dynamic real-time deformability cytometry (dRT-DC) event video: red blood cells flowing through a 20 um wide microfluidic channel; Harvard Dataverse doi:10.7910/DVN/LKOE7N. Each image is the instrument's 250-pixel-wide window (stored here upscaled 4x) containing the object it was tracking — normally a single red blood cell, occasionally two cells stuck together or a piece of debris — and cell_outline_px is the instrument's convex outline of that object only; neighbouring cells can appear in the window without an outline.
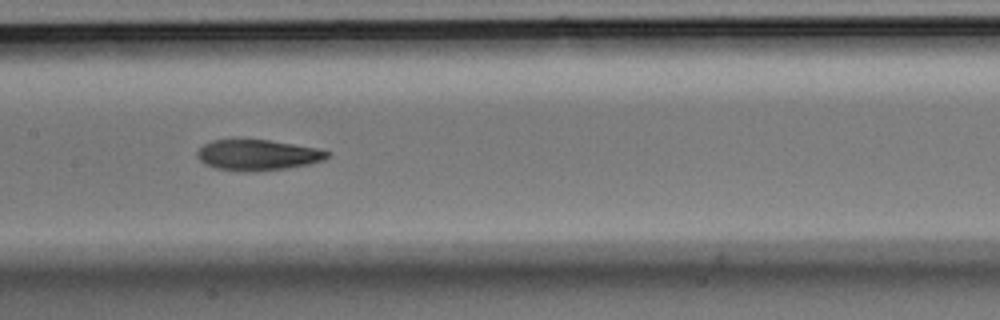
{"species": "Egyptian fruit bat (a non-hibernating species)", "species_latin": "Rousettus aegyptiacus", "temperature_condition": "room temperature", "stored_images_in_passage": 17, "camera_frame_rate_fps": 3000, "um_per_image_px": 0.085, "animal": {"sex": "male"}, "frame": {"image": 1, "passage_image": 8, "time_ms": 2.333, "image_size_px": [1000, 320], "cell_outline_px": [[328, 156], [324, 160], [308, 164], [288, 168], [252, 172], [244, 172], [216, 168], [204, 164], [196, 156], [196, 152], [204, 144], [212, 140], [268, 140], [316, 148], [328, 152]], "centroid_in_image_um": [21.86, 13.19], "position_along_channel_um": 185.5, "area_um2": 23.12}}
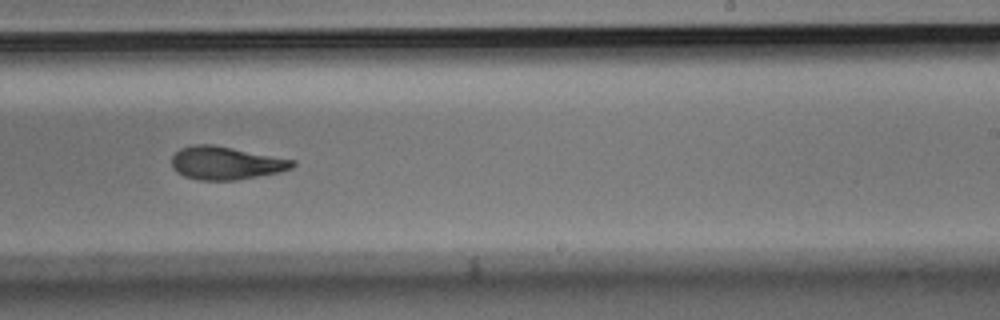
{"frame": {"image": 2, "passage_image": 10, "time_ms": 3.0, "image_size_px": [1000, 320], "cell_outline_px": [[296, 164], [292, 168], [280, 172], [236, 180], [200, 180], [184, 176], [176, 172], [172, 168], [172, 156], [180, 148], [192, 144], [212, 144], [296, 160]], "centroid_in_image_um": [19.19, 13.85], "position_along_channel_um": 269.8, "area_um2": 23.35}}
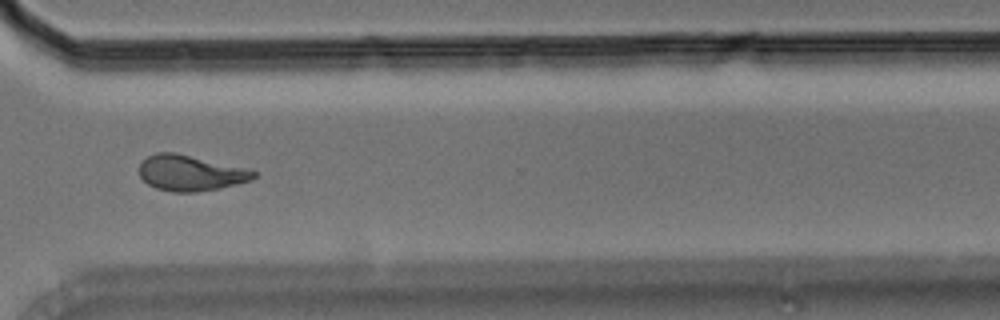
{"frame": {"image": 3, "passage_image": 12, "time_ms": 3.667, "image_size_px": [1000, 320], "cell_outline_px": [[256, 176], [252, 180], [220, 188], [196, 192], [172, 192], [156, 188], [148, 184], [140, 176], [140, 164], [148, 156], [156, 152], [176, 152], [244, 168], [256, 172]], "centroid_in_image_um": [16.17, 14.71], "position_along_channel_um": 354.4, "area_um2": 23.58}}